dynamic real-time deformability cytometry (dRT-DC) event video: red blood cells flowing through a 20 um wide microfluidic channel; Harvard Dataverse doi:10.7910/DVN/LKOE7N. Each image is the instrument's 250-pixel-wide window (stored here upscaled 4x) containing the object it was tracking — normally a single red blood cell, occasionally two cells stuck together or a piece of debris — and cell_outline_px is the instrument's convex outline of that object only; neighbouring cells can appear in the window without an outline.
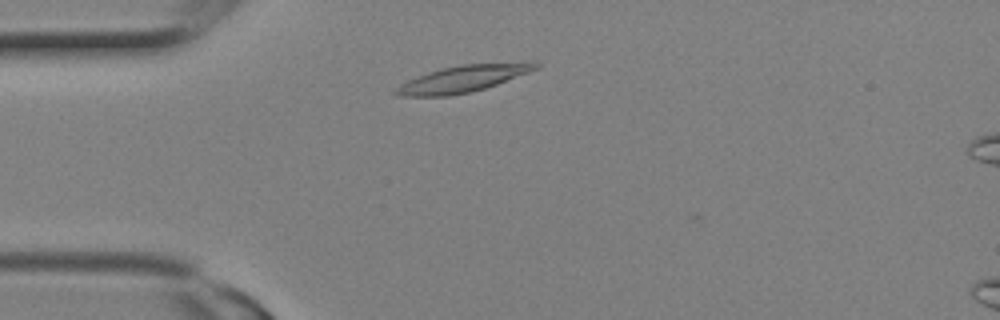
{"species": "Egyptian fruit bat (a non-hibernating species)", "species_latin": "Rousettus aegyptiacus", "temperature_condition": "room temperature", "stored_images_in_passage": 2, "camera_frame_rate_fps": 3000, "um_per_image_px": 0.085, "animal": {"sex": "female"}, "frame": {"image": 1, "passage_image": 1, "time_ms": 0.0, "image_size_px": [1000, 320], "cell_outline_px": [[540, 68], [496, 84], [484, 88], [468, 92], [448, 96], [400, 96], [392, 92], [400, 84], [408, 80], [428, 72], [440, 68], [460, 64], [528, 60], [532, 60], [540, 64]], "centroid_in_image_um": [39.44, 6.65], "position_along_channel_um": 45.6, "area_um2": 22.14}}